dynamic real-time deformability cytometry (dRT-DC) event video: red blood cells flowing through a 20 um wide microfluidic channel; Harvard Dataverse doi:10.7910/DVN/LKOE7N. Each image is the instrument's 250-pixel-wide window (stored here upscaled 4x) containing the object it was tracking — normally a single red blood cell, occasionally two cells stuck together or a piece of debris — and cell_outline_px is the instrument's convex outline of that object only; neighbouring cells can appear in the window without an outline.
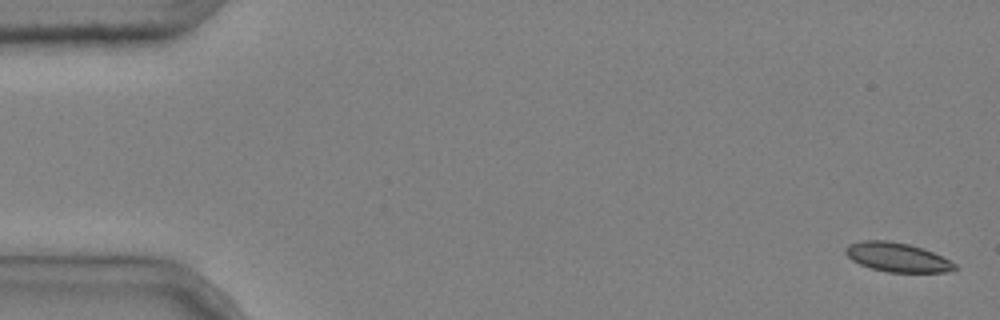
{"species": "common noctule bat (a hibernating species)", "species_latin": "Nyctalus noctula", "temperature_condition": "cold", "stored_images_in_passage": 5, "camera_frame_rate_fps": 3000, "um_per_image_px": 0.085, "animal": {"sex": "male", "body_mass_g": 20.4}, "frame": {"image": 1, "passage_image": 1, "time_ms": 0.0, "image_size_px": [1000, 320], "cell_outline_px": [[956, 268], [948, 272], [888, 272], [872, 268], [860, 264], [852, 260], [844, 252], [844, 248], [848, 244], [860, 240], [888, 240], [908, 244], [932, 252], [956, 264]], "centroid_in_image_um": [76.21, 21.86], "position_along_channel_um": 8.8, "area_um2": 18.38}}
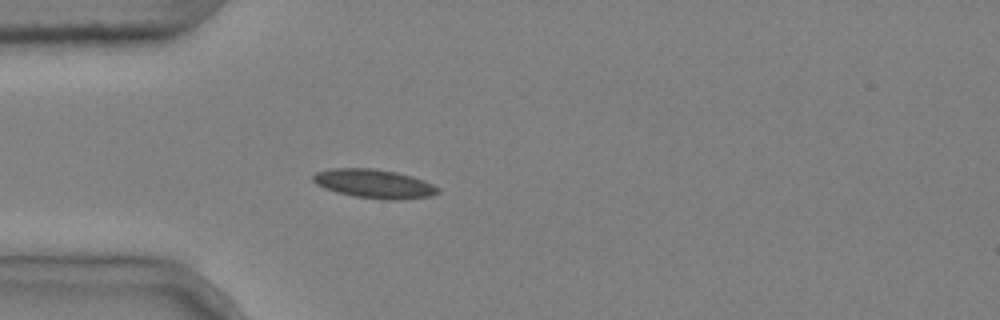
{"frame": {"image": 2, "passage_image": 5, "time_ms": 1.333, "image_size_px": [1000, 320], "cell_outline_px": [[440, 192], [432, 196], [400, 200], [384, 200], [356, 196], [336, 192], [324, 188], [316, 184], [312, 180], [312, 176], [316, 172], [332, 168], [372, 168], [396, 172], [412, 176], [424, 180], [440, 188]], "centroid_in_image_um": [31.82, 15.62], "position_along_channel_um": 53.2, "area_um2": 21.15}}